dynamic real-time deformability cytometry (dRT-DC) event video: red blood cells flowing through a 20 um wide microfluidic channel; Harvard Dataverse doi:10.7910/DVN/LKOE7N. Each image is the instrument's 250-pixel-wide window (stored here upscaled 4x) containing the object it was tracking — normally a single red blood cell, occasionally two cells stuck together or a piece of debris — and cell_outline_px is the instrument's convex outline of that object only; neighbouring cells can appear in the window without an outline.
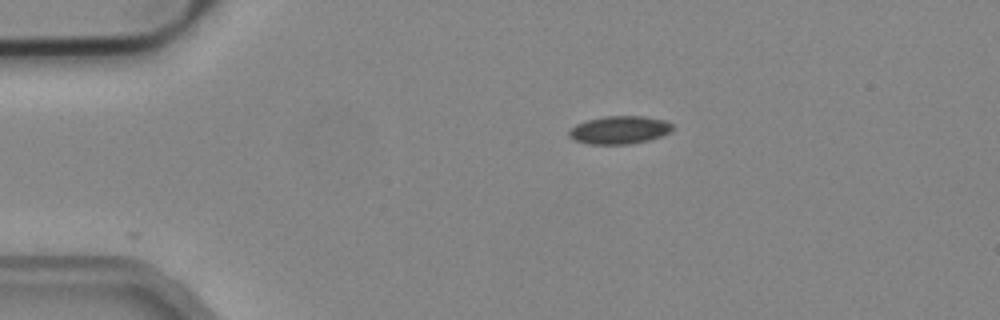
{"species": "common noctule bat (a hibernating species)", "species_latin": "Nyctalus noctula", "temperature_condition": "cold", "stored_images_in_passage": 34, "camera_frame_rate_fps": 3000, "um_per_image_px": 0.085, "animal": {"sex": "male", "body_mass_g": 19.2, "forearm_length_mm": 51.8}, "frame": {"image": 1, "passage_image": 1, "time_ms": 0.0, "image_size_px": [1000, 320], "cell_outline_px": [[672, 132], [648, 140], [632, 144], [588, 144], [576, 140], [568, 136], [568, 132], [576, 124], [588, 120], [604, 116], [644, 116], [664, 120], [672, 124]], "centroid_in_image_um": [52.66, 11.05], "position_along_channel_um": 32.3, "area_um2": 16.82}}
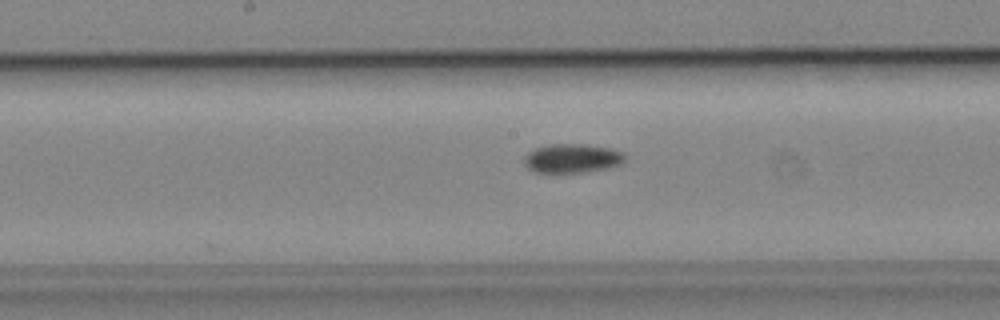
{"frame": {"image": 2, "passage_image": 18, "time_ms": 5.667, "image_size_px": [1000, 320], "cell_outline_px": [[628, 156], [620, 164], [608, 168], [588, 172], [536, 172], [528, 168], [524, 164], [524, 156], [528, 152], [536, 148], [548, 144], [584, 144], [608, 148], [624, 152]], "centroid_in_image_um": [48.65, 13.45], "position_along_channel_um": 199.5, "area_um2": 17.11}}
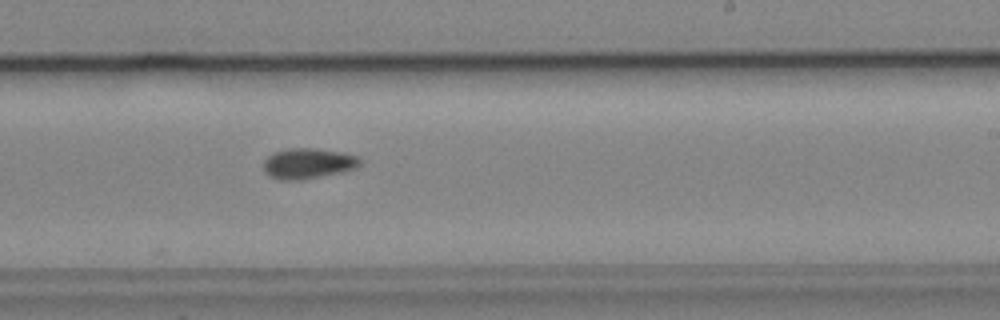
{"frame": {"image": 3, "passage_image": 23, "time_ms": 7.333, "image_size_px": [1000, 320], "cell_outline_px": [[360, 164], [356, 168], [344, 172], [300, 180], [280, 180], [264, 172], [264, 160], [272, 152], [288, 148], [316, 148], [344, 152], [356, 156], [360, 160]], "centroid_in_image_um": [26.18, 13.88], "position_along_channel_um": 262.8, "area_um2": 17.28}}